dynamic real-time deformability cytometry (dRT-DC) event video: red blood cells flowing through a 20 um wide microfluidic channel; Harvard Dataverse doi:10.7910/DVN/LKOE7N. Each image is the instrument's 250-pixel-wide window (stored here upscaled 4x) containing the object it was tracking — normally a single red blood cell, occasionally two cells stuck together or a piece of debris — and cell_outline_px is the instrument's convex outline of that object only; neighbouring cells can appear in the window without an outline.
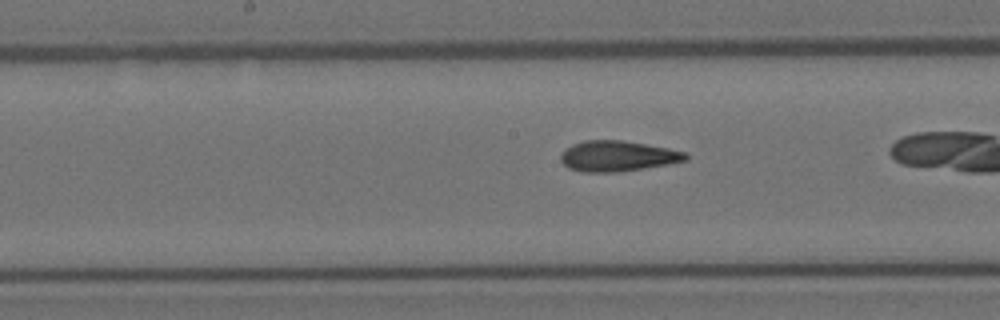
{"species": "Egyptian fruit bat (a non-hibernating species)", "species_latin": "Rousettus aegyptiacus", "temperature_condition": "room temperature", "stored_images_in_passage": 37, "camera_frame_rate_fps": 3000, "um_per_image_px": 0.085, "animal": {"sex": "female"}, "frame": {"image": 1, "passage_image": 22, "time_ms": 7.0, "image_size_px": [1000, 320], "cell_outline_px": [[688, 160], [668, 164], [616, 172], [584, 172], [568, 168], [560, 160], [560, 156], [564, 148], [572, 144], [584, 140], [620, 140], [668, 148], [684, 152], [688, 156]], "centroid_in_image_um": [52.45, 13.26], "position_along_channel_um": 195.8, "area_um2": 22.14}}